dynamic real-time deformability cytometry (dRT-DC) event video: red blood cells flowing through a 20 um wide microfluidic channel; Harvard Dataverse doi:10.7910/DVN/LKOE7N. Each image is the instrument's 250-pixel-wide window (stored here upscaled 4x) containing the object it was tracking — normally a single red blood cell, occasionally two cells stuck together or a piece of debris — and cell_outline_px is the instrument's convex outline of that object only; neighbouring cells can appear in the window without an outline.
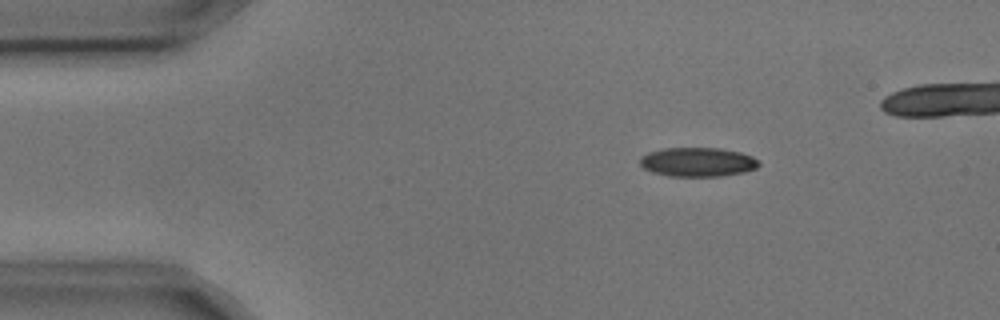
{"species": "common noctule bat (a hibernating species)", "species_latin": "Nyctalus noctula", "temperature_condition": "cold", "stored_images_in_passage": 5, "camera_frame_rate_fps": 3000, "um_per_image_px": 0.085, "animal": {"sex": "male", "body_mass_g": 17.9, "forearm_length_mm": 54.2}, "frame": {"image": 1, "passage_image": 2, "time_ms": 0.333, "image_size_px": [1000, 320], "cell_outline_px": [[760, 164], [756, 168], [744, 172], [720, 176], [668, 176], [652, 172], [644, 168], [640, 164], [640, 156], [648, 152], [664, 148], [720, 148], [740, 152], [752, 156]], "centroid_in_image_um": [59.27, 13.77], "position_along_channel_um": 25.7, "area_um2": 20.17}}